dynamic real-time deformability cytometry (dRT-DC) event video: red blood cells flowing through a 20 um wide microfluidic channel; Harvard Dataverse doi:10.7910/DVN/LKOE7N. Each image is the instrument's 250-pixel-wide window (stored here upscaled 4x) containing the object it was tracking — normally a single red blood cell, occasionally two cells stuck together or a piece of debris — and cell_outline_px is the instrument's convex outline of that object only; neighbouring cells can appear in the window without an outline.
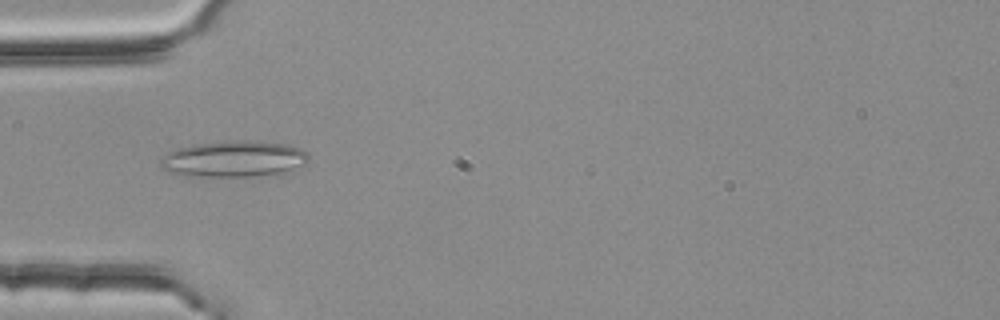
{"species": "common noctule bat (a hibernating species)", "species_latin": "Nyctalus noctula", "temperature_condition": "room temperature", "stored_images_in_passage": 30, "camera_frame_rate_fps": 3000, "um_per_image_px": 0.085, "animal": {"sex": "female", "body_mass_g": 25.1}, "frame": {"image": 1, "passage_image": 1, "time_ms": 0.0, "image_size_px": [1000, 320], "cell_outline_px": [[308, 164], [276, 172], [248, 176], [184, 176], [168, 172], [160, 168], [160, 156], [176, 148], [196, 144], [248, 140], [284, 144], [300, 148], [308, 152]], "centroid_in_image_um": [19.79, 13.5], "position_along_channel_um": 65.2, "area_um2": 30.87}}
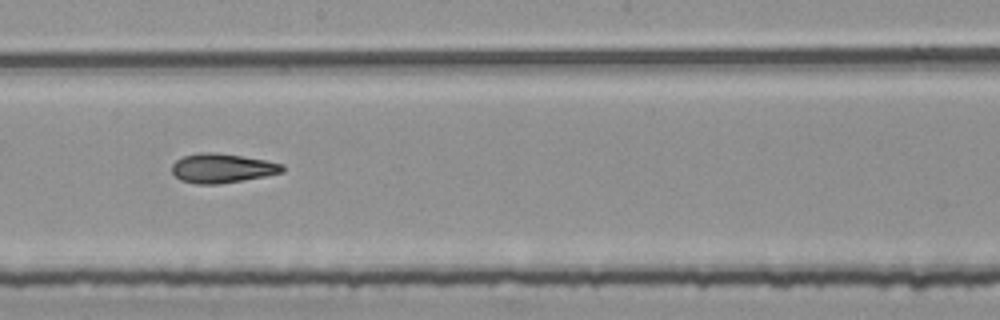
{"frame": {"image": 2, "passage_image": 14, "time_ms": 4.333, "image_size_px": [1000, 320], "cell_outline_px": [[284, 172], [264, 176], [220, 184], [196, 184], [180, 180], [172, 172], [172, 164], [180, 156], [200, 152], [216, 152], [264, 160], [284, 164]], "centroid_in_image_um": [18.84, 14.29], "position_along_channel_um": 229.4, "area_um2": 18.9}}
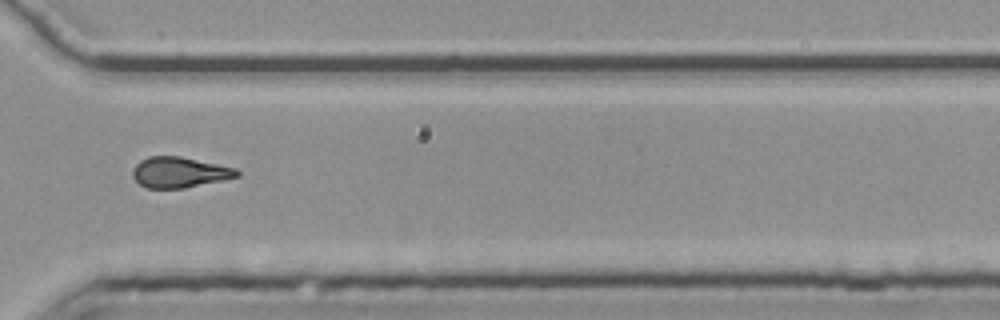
{"frame": {"image": 3, "passage_image": 24, "time_ms": 7.667, "image_size_px": [1000, 320], "cell_outline_px": [[240, 176], [224, 180], [184, 188], [148, 188], [140, 184], [132, 176], [132, 168], [140, 160], [148, 156], [180, 156], [236, 168], [240, 172]], "centroid_in_image_um": [15.25, 14.64], "position_along_channel_um": 355.3, "area_um2": 18.67}, "authors_computed_cell_mechanics": {"area_um2": 18.6405, "velocity_mm_per_s": 3.7848, "shape_relaxation_time_tau1_ms": null, "shape_relaxation_time_tau2_ms": 4.1228, "deformation_change_tau1": null, "deformation_change_tau2": 0.1412}}